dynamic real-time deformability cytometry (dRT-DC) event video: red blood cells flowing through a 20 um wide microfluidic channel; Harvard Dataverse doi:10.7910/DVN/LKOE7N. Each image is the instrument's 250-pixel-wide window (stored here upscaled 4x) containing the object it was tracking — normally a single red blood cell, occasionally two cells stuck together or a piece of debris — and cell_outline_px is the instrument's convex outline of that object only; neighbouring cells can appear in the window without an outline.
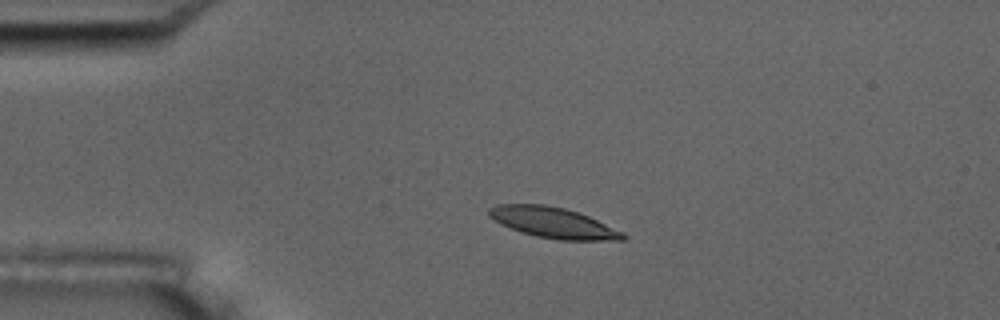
{"species": "common noctule bat (a hibernating species)", "species_latin": "Nyctalus noctula", "temperature_condition": "room temperature", "stored_images_in_passage": 4, "camera_frame_rate_fps": 3000, "um_per_image_px": 0.085, "animal": {"sex": "male", "body_mass_g": 17.5, "forearm_length_mm": 52.3}, "frame": {"image": 1, "passage_image": 3, "time_ms": 2.333, "image_size_px": [1000, 320], "cell_outline_px": [[628, 236], [624, 240], [560, 240], [536, 236], [520, 232], [500, 224], [488, 216], [488, 208], [496, 204], [544, 204], [564, 208], [588, 216], [624, 232]], "centroid_in_image_um": [47.0, 18.93], "position_along_channel_um": 38.0, "area_um2": 23.99}}